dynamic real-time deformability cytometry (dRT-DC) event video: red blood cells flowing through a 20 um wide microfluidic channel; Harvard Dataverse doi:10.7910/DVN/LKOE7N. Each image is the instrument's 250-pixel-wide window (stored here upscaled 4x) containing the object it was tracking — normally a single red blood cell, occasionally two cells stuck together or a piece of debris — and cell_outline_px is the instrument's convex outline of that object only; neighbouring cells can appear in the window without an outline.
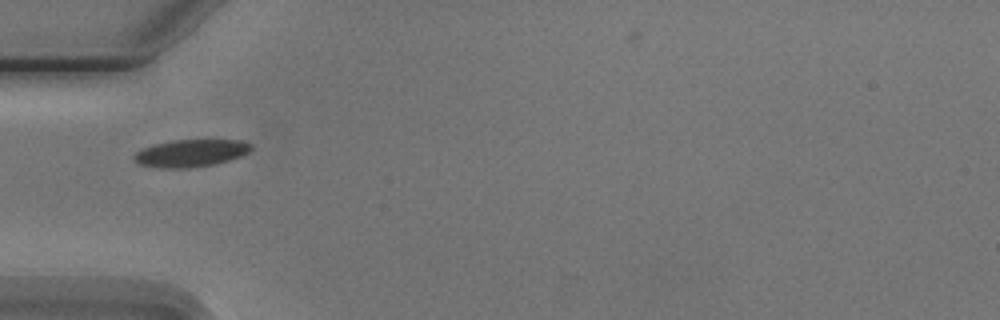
{"species": "Egyptian fruit bat (a non-hibernating species)", "species_latin": "Rousettus aegyptiacus", "temperature_condition": "cold", "stored_images_in_passage": 10, "segment_of_instrument_passage": [2, 2], "camera_frame_rate_fps": 3000, "um_per_image_px": 0.085, "animal": {"sex": "male"}, "frame": {"image": 1, "passage_image": 5, "time_ms": 5.667, "image_size_px": [1000, 320], "cell_outline_px": [[252, 148], [248, 152], [240, 156], [228, 160], [212, 164], [188, 168], [160, 168], [140, 164], [132, 160], [132, 156], [140, 148], [152, 144], [172, 140], [244, 140], [252, 144]], "centroid_in_image_um": [16.16, 13.0], "position_along_channel_um": 68.8, "area_um2": 18.79}}
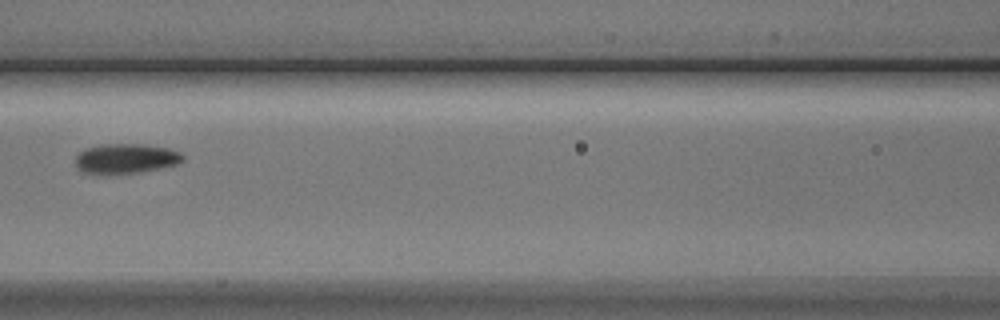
{"frame": {"image": 2, "passage_image": 7, "time_ms": 8.0, "image_size_px": [1000, 320], "cell_outline_px": [[184, 160], [176, 164], [160, 168], [140, 172], [104, 176], [84, 172], [76, 164], [76, 156], [84, 148], [100, 144], [144, 144], [168, 148], [180, 152], [184, 156]], "centroid_in_image_um": [10.68, 13.49], "position_along_channel_um": 155.9, "area_um2": 19.02}}
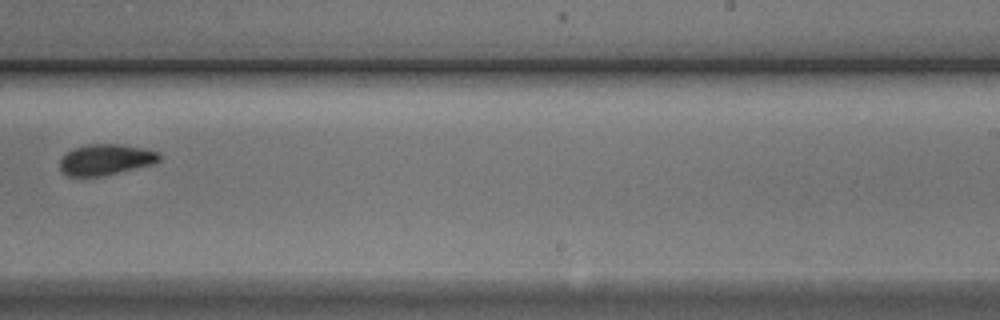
{"frame": {"image": 3, "passage_image": 10, "time_ms": 11.333, "image_size_px": [1000, 320], "cell_outline_px": [[160, 160], [152, 164], [100, 176], [68, 176], [60, 168], [60, 160], [72, 148], [88, 144], [120, 144], [144, 148], [160, 152]], "centroid_in_image_um": [8.99, 13.55], "position_along_channel_um": 280.0, "area_um2": 17.69}}